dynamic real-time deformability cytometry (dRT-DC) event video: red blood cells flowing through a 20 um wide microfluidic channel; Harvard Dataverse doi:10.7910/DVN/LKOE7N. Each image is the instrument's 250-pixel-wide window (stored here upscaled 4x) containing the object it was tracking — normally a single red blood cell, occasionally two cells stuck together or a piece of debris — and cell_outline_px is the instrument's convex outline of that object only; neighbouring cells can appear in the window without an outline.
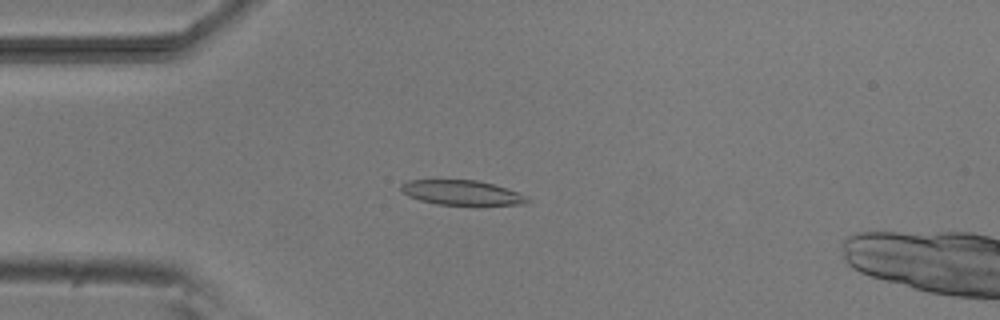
{"species": "common noctule bat (a hibernating species)", "species_latin": "Nyctalus noctula", "temperature_condition": "room temperature", "stored_images_in_passage": 5, "camera_frame_rate_fps": 3000, "um_per_image_px": 0.085, "animal": {"sex": "male", "body_mass_g": 20.5, "forearm_length_mm": 52.5}, "frame": {"image": 1, "passage_image": 4, "time_ms": 3.667, "image_size_px": [1000, 320], "cell_outline_px": [[532, 200], [528, 204], [436, 204], [420, 200], [408, 196], [400, 188], [400, 184], [408, 180], [476, 180], [492, 184], [528, 196]], "centroid_in_image_um": [39.24, 16.37], "position_along_channel_um": 45.8, "area_um2": 17.92}}